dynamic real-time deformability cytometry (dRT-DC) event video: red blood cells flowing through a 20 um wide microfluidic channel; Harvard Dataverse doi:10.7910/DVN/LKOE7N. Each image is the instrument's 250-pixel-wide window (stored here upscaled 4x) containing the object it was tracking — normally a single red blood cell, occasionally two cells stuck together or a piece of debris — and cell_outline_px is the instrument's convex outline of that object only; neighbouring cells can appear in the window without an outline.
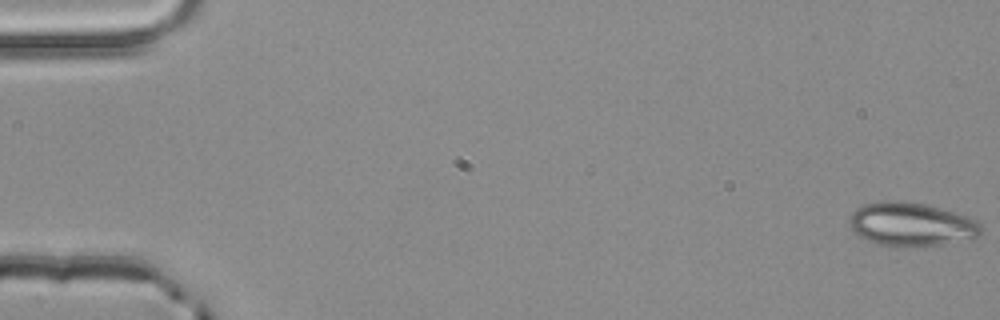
{"species": "common noctule bat (a hibernating species)", "species_latin": "Nyctalus noctula", "temperature_condition": "room temperature", "stored_images_in_passage": 4, "camera_frame_rate_fps": 3000, "um_per_image_px": 0.085, "animal": {"sex": "male", "body_mass_g": 20.4}, "frame": {"image": 1, "passage_image": 1, "time_ms": 0.0, "image_size_px": [1000, 320], "cell_outline_px": [[980, 236], [972, 240], [940, 244], [904, 248], [876, 244], [860, 236], [848, 224], [848, 220], [852, 212], [856, 208], [864, 204], [880, 200], [904, 200], [924, 204], [952, 212], [964, 216], [980, 224]], "centroid_in_image_um": [77.41, 19.08], "position_along_channel_um": 7.6, "area_um2": 33.64}}